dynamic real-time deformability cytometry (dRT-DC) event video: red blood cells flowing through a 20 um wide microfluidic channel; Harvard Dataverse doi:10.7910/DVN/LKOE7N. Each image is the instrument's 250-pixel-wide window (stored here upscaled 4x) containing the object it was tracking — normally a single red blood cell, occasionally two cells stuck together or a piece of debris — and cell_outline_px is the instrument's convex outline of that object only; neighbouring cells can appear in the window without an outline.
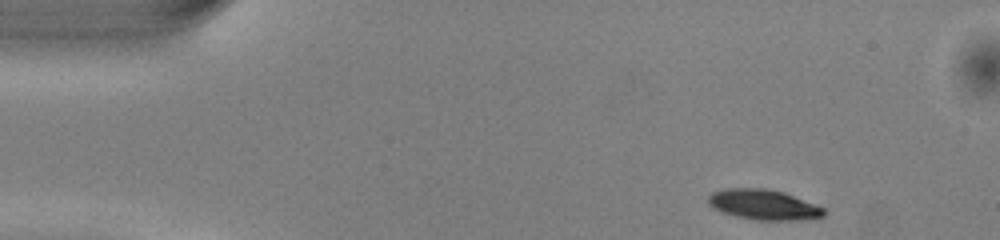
{"species": "common noctule bat (a hibernating species)", "species_latin": "Nyctalus noctula", "temperature_condition": "warm", "stored_images_in_passage": 45, "camera_frame_rate_fps": 3000, "um_per_image_px": 0.085, "animal": {"sex": "male", "body_mass_g": 13.0, "forearm_length_mm": 53.1}, "frame": {"image": 1, "passage_image": 1, "time_ms": 0.0, "image_size_px": [1000, 240], "cell_outline_px": [[824, 216], [792, 220], [752, 220], [736, 216], [712, 208], [708, 204], [708, 196], [712, 192], [724, 188], [764, 188], [784, 192], [824, 208]], "centroid_in_image_um": [64.84, 17.38], "position_along_channel_um": 20.2, "area_um2": 20.23}}
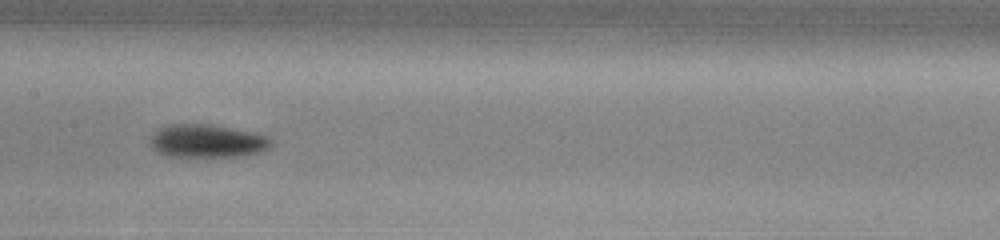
{"frame": {"image": 2, "passage_image": 20, "time_ms": 6.333, "image_size_px": [1000, 240], "cell_outline_px": [[272, 148], [260, 152], [244, 156], [164, 156], [156, 152], [148, 144], [148, 140], [152, 132], [168, 124], [212, 124], [260, 132], [268, 136], [272, 140]], "centroid_in_image_um": [17.62, 11.97], "position_along_channel_um": 189.8, "area_um2": 24.16}}
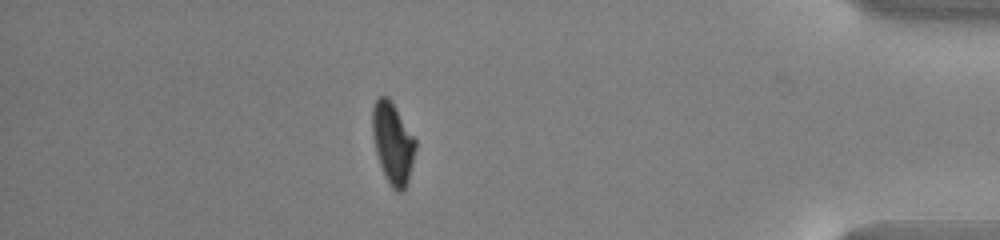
{"frame": {"image": 3, "passage_image": 39, "time_ms": 12.667, "image_size_px": [1000, 240], "cell_outline_px": [[416, 148], [408, 184], [400, 192], [396, 192], [392, 188], [384, 176], [376, 152], [372, 132], [372, 108], [376, 100], [380, 96], [388, 96], [392, 100], [416, 140]], "centroid_in_image_um": [33.39, 12.16], "position_along_channel_um": 401.8, "area_um2": 20.58}, "authors_computed_cell_mechanics": {"area_um2": 21.8484, "velocity_mm_per_s": 4.0707, "shape_relaxation_time_tau1_ms": 2.3569, "shape_relaxation_time_tau2_ms": null, "deformation_change_tau1": 0.1297, "deformation_change_tau2": null}}